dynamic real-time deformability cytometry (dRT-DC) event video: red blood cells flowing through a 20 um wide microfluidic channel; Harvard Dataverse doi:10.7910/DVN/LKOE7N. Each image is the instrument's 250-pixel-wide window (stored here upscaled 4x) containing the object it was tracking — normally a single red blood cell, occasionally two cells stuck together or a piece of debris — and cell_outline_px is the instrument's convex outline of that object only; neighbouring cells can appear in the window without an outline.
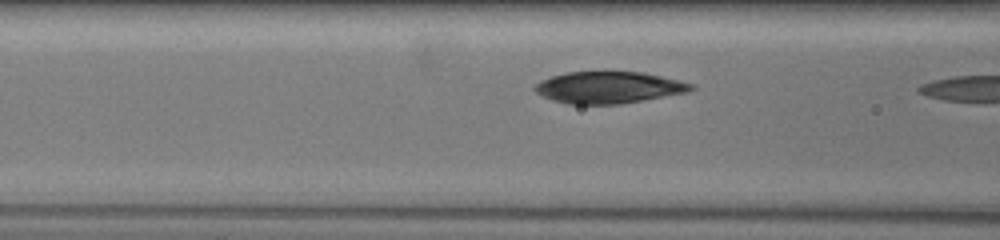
{"species": "common noctule bat (a hibernating species)", "species_latin": "Nyctalus noctula", "temperature_condition": "warm", "stored_images_in_passage": 6, "camera_frame_rate_fps": 3000, "um_per_image_px": 0.085, "animal": {"sex": "female", "body_mass_g": 19.5, "forearm_length_mm": 54.1}, "frame": {"image": 1, "passage_image": 4, "time_ms": 1.0, "image_size_px": [1000, 240], "cell_outline_px": [[696, 88], [688, 92], [620, 104], [568, 104], [552, 100], [536, 92], [532, 88], [536, 84], [552, 76], [568, 72], [600, 68], [604, 68], [644, 72], [696, 84]], "centroid_in_image_um": [51.77, 7.38], "position_along_channel_um": 114.8, "area_um2": 29.94}}